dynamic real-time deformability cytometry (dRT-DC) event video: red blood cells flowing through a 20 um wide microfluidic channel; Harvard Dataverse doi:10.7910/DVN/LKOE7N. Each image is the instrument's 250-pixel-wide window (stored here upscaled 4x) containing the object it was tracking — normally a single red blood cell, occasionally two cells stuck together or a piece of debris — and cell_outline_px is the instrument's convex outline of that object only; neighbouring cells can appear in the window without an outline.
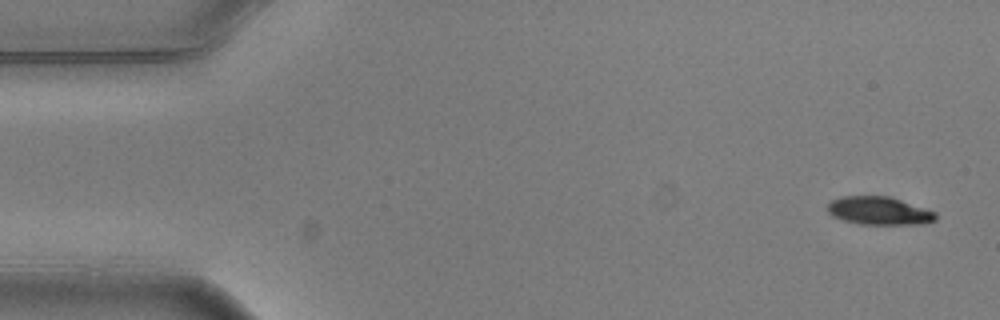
{"species": "common noctule bat (a hibernating species)", "species_latin": "Nyctalus noctula", "temperature_condition": "warm", "stored_images_in_passage": 4, "camera_frame_rate_fps": 3000, "um_per_image_px": 0.085, "animal": {"sex": "male", "body_mass_g": 20.5, "forearm_length_mm": 52.5}, "frame": {"image": 1, "passage_image": 1, "time_ms": 0.0, "image_size_px": [1000, 320], "cell_outline_px": [[936, 220], [920, 224], [860, 224], [844, 220], [832, 216], [828, 212], [828, 204], [832, 200], [840, 196], [888, 196], [936, 212]], "centroid_in_image_um": [74.7, 17.91], "position_along_channel_um": 10.3, "area_um2": 17.51}}